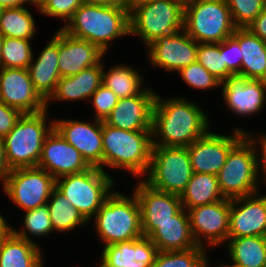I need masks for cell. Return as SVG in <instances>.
Returning a JSON list of instances; mask_svg holds the SVG:
<instances>
[{
  "label": "cell",
  "instance_id": "8fae6325",
  "mask_svg": "<svg viewBox=\"0 0 266 267\" xmlns=\"http://www.w3.org/2000/svg\"><path fill=\"white\" fill-rule=\"evenodd\" d=\"M56 188V179L44 169L27 167L12 169L2 188L24 212L47 204Z\"/></svg>",
  "mask_w": 266,
  "mask_h": 267
},
{
  "label": "cell",
  "instance_id": "d6986e66",
  "mask_svg": "<svg viewBox=\"0 0 266 267\" xmlns=\"http://www.w3.org/2000/svg\"><path fill=\"white\" fill-rule=\"evenodd\" d=\"M259 194L230 199L228 238L265 237L266 195Z\"/></svg>",
  "mask_w": 266,
  "mask_h": 267
},
{
  "label": "cell",
  "instance_id": "7a4b0ae2",
  "mask_svg": "<svg viewBox=\"0 0 266 267\" xmlns=\"http://www.w3.org/2000/svg\"><path fill=\"white\" fill-rule=\"evenodd\" d=\"M61 29L91 42L107 54L112 40L130 36L129 9L83 3Z\"/></svg>",
  "mask_w": 266,
  "mask_h": 267
},
{
  "label": "cell",
  "instance_id": "9a60e30c",
  "mask_svg": "<svg viewBox=\"0 0 266 267\" xmlns=\"http://www.w3.org/2000/svg\"><path fill=\"white\" fill-rule=\"evenodd\" d=\"M133 189L141 216V229L144 237H149L156 229L157 224L172 220L183 207L180 196L159 191L143 179L139 180Z\"/></svg>",
  "mask_w": 266,
  "mask_h": 267
},
{
  "label": "cell",
  "instance_id": "ab89813d",
  "mask_svg": "<svg viewBox=\"0 0 266 267\" xmlns=\"http://www.w3.org/2000/svg\"><path fill=\"white\" fill-rule=\"evenodd\" d=\"M221 55L227 69L235 76H241L242 51L239 47V28L234 34L221 42Z\"/></svg>",
  "mask_w": 266,
  "mask_h": 267
},
{
  "label": "cell",
  "instance_id": "2e32d148",
  "mask_svg": "<svg viewBox=\"0 0 266 267\" xmlns=\"http://www.w3.org/2000/svg\"><path fill=\"white\" fill-rule=\"evenodd\" d=\"M54 128L75 147L92 167L103 170V121L93 118V122L55 119Z\"/></svg>",
  "mask_w": 266,
  "mask_h": 267
},
{
  "label": "cell",
  "instance_id": "f546056e",
  "mask_svg": "<svg viewBox=\"0 0 266 267\" xmlns=\"http://www.w3.org/2000/svg\"><path fill=\"white\" fill-rule=\"evenodd\" d=\"M223 199L225 198L220 192L217 176L207 173H193L185 190L180 195L182 207L186 210Z\"/></svg>",
  "mask_w": 266,
  "mask_h": 267
},
{
  "label": "cell",
  "instance_id": "8d00e7d4",
  "mask_svg": "<svg viewBox=\"0 0 266 267\" xmlns=\"http://www.w3.org/2000/svg\"><path fill=\"white\" fill-rule=\"evenodd\" d=\"M197 62L221 83L234 76L224 63L221 55V43H198Z\"/></svg>",
  "mask_w": 266,
  "mask_h": 267
},
{
  "label": "cell",
  "instance_id": "d6a6232c",
  "mask_svg": "<svg viewBox=\"0 0 266 267\" xmlns=\"http://www.w3.org/2000/svg\"><path fill=\"white\" fill-rule=\"evenodd\" d=\"M35 20L26 7L3 8L0 14V33L4 37L33 40Z\"/></svg>",
  "mask_w": 266,
  "mask_h": 267
},
{
  "label": "cell",
  "instance_id": "83f0119b",
  "mask_svg": "<svg viewBox=\"0 0 266 267\" xmlns=\"http://www.w3.org/2000/svg\"><path fill=\"white\" fill-rule=\"evenodd\" d=\"M239 47L243 54L241 77L266 81V42L247 28H239Z\"/></svg>",
  "mask_w": 266,
  "mask_h": 267
},
{
  "label": "cell",
  "instance_id": "f1b7e54d",
  "mask_svg": "<svg viewBox=\"0 0 266 267\" xmlns=\"http://www.w3.org/2000/svg\"><path fill=\"white\" fill-rule=\"evenodd\" d=\"M226 243L232 261V265L225 264L227 267H266L265 237L228 238Z\"/></svg>",
  "mask_w": 266,
  "mask_h": 267
},
{
  "label": "cell",
  "instance_id": "52a82bcc",
  "mask_svg": "<svg viewBox=\"0 0 266 267\" xmlns=\"http://www.w3.org/2000/svg\"><path fill=\"white\" fill-rule=\"evenodd\" d=\"M183 29L198 43H221L237 27L226 0H187Z\"/></svg>",
  "mask_w": 266,
  "mask_h": 267
},
{
  "label": "cell",
  "instance_id": "ee69618b",
  "mask_svg": "<svg viewBox=\"0 0 266 267\" xmlns=\"http://www.w3.org/2000/svg\"><path fill=\"white\" fill-rule=\"evenodd\" d=\"M251 134H253V133L247 132L245 135L252 141L253 145L255 146V150H256V154H257V175H258V180L260 181V179L262 177V180L264 179L263 181H264V183H266V134H263V133L260 132V135L258 136V139H256L257 136L253 137ZM258 147H260V148L258 149ZM259 152H261V153H259ZM260 172H261V174H260ZM259 174H260V176H259Z\"/></svg>",
  "mask_w": 266,
  "mask_h": 267
},
{
  "label": "cell",
  "instance_id": "f35d334b",
  "mask_svg": "<svg viewBox=\"0 0 266 267\" xmlns=\"http://www.w3.org/2000/svg\"><path fill=\"white\" fill-rule=\"evenodd\" d=\"M178 73L186 84L195 89L209 90L221 87V82L197 61L182 68Z\"/></svg>",
  "mask_w": 266,
  "mask_h": 267
},
{
  "label": "cell",
  "instance_id": "5b68a950",
  "mask_svg": "<svg viewBox=\"0 0 266 267\" xmlns=\"http://www.w3.org/2000/svg\"><path fill=\"white\" fill-rule=\"evenodd\" d=\"M48 111L22 114L11 132L4 137L6 160L12 169L37 167L43 143L54 128ZM48 123V124H47Z\"/></svg>",
  "mask_w": 266,
  "mask_h": 267
},
{
  "label": "cell",
  "instance_id": "4316f807",
  "mask_svg": "<svg viewBox=\"0 0 266 267\" xmlns=\"http://www.w3.org/2000/svg\"><path fill=\"white\" fill-rule=\"evenodd\" d=\"M40 245L18 237L13 231L0 244V267H44Z\"/></svg>",
  "mask_w": 266,
  "mask_h": 267
},
{
  "label": "cell",
  "instance_id": "d4e9b609",
  "mask_svg": "<svg viewBox=\"0 0 266 267\" xmlns=\"http://www.w3.org/2000/svg\"><path fill=\"white\" fill-rule=\"evenodd\" d=\"M50 42L34 58L28 66L29 75L35 90L46 101L54 92L59 79V53H58V30L54 33ZM35 61V62H34Z\"/></svg>",
  "mask_w": 266,
  "mask_h": 267
},
{
  "label": "cell",
  "instance_id": "30bf717a",
  "mask_svg": "<svg viewBox=\"0 0 266 267\" xmlns=\"http://www.w3.org/2000/svg\"><path fill=\"white\" fill-rule=\"evenodd\" d=\"M193 173L187 147L153 146L150 167L143 180L159 191L180 196Z\"/></svg>",
  "mask_w": 266,
  "mask_h": 267
},
{
  "label": "cell",
  "instance_id": "bcb514c9",
  "mask_svg": "<svg viewBox=\"0 0 266 267\" xmlns=\"http://www.w3.org/2000/svg\"><path fill=\"white\" fill-rule=\"evenodd\" d=\"M10 173H11V168L7 163L5 155L4 137L0 136V181L2 182L3 187Z\"/></svg>",
  "mask_w": 266,
  "mask_h": 267
},
{
  "label": "cell",
  "instance_id": "4fadbf2b",
  "mask_svg": "<svg viewBox=\"0 0 266 267\" xmlns=\"http://www.w3.org/2000/svg\"><path fill=\"white\" fill-rule=\"evenodd\" d=\"M241 128L233 130V135L217 134L209 131L190 144L188 148L194 173L217 176L226 162L230 149L247 133Z\"/></svg>",
  "mask_w": 266,
  "mask_h": 267
},
{
  "label": "cell",
  "instance_id": "7dc6e473",
  "mask_svg": "<svg viewBox=\"0 0 266 267\" xmlns=\"http://www.w3.org/2000/svg\"><path fill=\"white\" fill-rule=\"evenodd\" d=\"M86 4L111 5L128 9V0H83Z\"/></svg>",
  "mask_w": 266,
  "mask_h": 267
},
{
  "label": "cell",
  "instance_id": "b9f144b4",
  "mask_svg": "<svg viewBox=\"0 0 266 267\" xmlns=\"http://www.w3.org/2000/svg\"><path fill=\"white\" fill-rule=\"evenodd\" d=\"M91 102L95 109L94 119L105 121L113 108L117 105L119 98L105 85H101L91 96Z\"/></svg>",
  "mask_w": 266,
  "mask_h": 267
},
{
  "label": "cell",
  "instance_id": "e575fe53",
  "mask_svg": "<svg viewBox=\"0 0 266 267\" xmlns=\"http://www.w3.org/2000/svg\"><path fill=\"white\" fill-rule=\"evenodd\" d=\"M30 42L31 40L4 37L1 68L28 69L34 55Z\"/></svg>",
  "mask_w": 266,
  "mask_h": 267
},
{
  "label": "cell",
  "instance_id": "d590c367",
  "mask_svg": "<svg viewBox=\"0 0 266 267\" xmlns=\"http://www.w3.org/2000/svg\"><path fill=\"white\" fill-rule=\"evenodd\" d=\"M23 222L21 230H15L13 228V232L18 237L30 242H33V239L30 238L28 235L29 233L34 237H44L54 232L47 204L39 206L33 210L26 211Z\"/></svg>",
  "mask_w": 266,
  "mask_h": 267
},
{
  "label": "cell",
  "instance_id": "6da1fadb",
  "mask_svg": "<svg viewBox=\"0 0 266 267\" xmlns=\"http://www.w3.org/2000/svg\"><path fill=\"white\" fill-rule=\"evenodd\" d=\"M163 99L156 94L152 111L153 146L188 147L210 131L208 115L197 103L179 96Z\"/></svg>",
  "mask_w": 266,
  "mask_h": 267
},
{
  "label": "cell",
  "instance_id": "8992f818",
  "mask_svg": "<svg viewBox=\"0 0 266 267\" xmlns=\"http://www.w3.org/2000/svg\"><path fill=\"white\" fill-rule=\"evenodd\" d=\"M183 0H154L129 11L130 36H138L144 46L184 27Z\"/></svg>",
  "mask_w": 266,
  "mask_h": 267
},
{
  "label": "cell",
  "instance_id": "7c38bea8",
  "mask_svg": "<svg viewBox=\"0 0 266 267\" xmlns=\"http://www.w3.org/2000/svg\"><path fill=\"white\" fill-rule=\"evenodd\" d=\"M187 213L190 229L198 246L204 248H207L208 245L216 247L222 242H227L230 221V199L225 198L212 204L196 206L188 209ZM202 241L207 243V245Z\"/></svg>",
  "mask_w": 266,
  "mask_h": 267
},
{
  "label": "cell",
  "instance_id": "ba28073f",
  "mask_svg": "<svg viewBox=\"0 0 266 267\" xmlns=\"http://www.w3.org/2000/svg\"><path fill=\"white\" fill-rule=\"evenodd\" d=\"M112 178L105 170L91 166L83 172L56 179V189L69 199L89 223L113 192L115 181Z\"/></svg>",
  "mask_w": 266,
  "mask_h": 267
},
{
  "label": "cell",
  "instance_id": "603a6c76",
  "mask_svg": "<svg viewBox=\"0 0 266 267\" xmlns=\"http://www.w3.org/2000/svg\"><path fill=\"white\" fill-rule=\"evenodd\" d=\"M101 252L102 267H151L158 253L148 237L105 246Z\"/></svg>",
  "mask_w": 266,
  "mask_h": 267
},
{
  "label": "cell",
  "instance_id": "7402d4cb",
  "mask_svg": "<svg viewBox=\"0 0 266 267\" xmlns=\"http://www.w3.org/2000/svg\"><path fill=\"white\" fill-rule=\"evenodd\" d=\"M59 72L61 77L76 75L97 65L105 53L91 42L75 38L58 29Z\"/></svg>",
  "mask_w": 266,
  "mask_h": 267
},
{
  "label": "cell",
  "instance_id": "c3c4849f",
  "mask_svg": "<svg viewBox=\"0 0 266 267\" xmlns=\"http://www.w3.org/2000/svg\"><path fill=\"white\" fill-rule=\"evenodd\" d=\"M34 5L33 0H0V8H16V7H23L25 4Z\"/></svg>",
  "mask_w": 266,
  "mask_h": 267
},
{
  "label": "cell",
  "instance_id": "60d3db41",
  "mask_svg": "<svg viewBox=\"0 0 266 267\" xmlns=\"http://www.w3.org/2000/svg\"><path fill=\"white\" fill-rule=\"evenodd\" d=\"M83 4V0H45L38 8L39 13L48 17H59L65 24L74 12ZM66 21V22H65Z\"/></svg>",
  "mask_w": 266,
  "mask_h": 267
},
{
  "label": "cell",
  "instance_id": "e0dca14e",
  "mask_svg": "<svg viewBox=\"0 0 266 267\" xmlns=\"http://www.w3.org/2000/svg\"><path fill=\"white\" fill-rule=\"evenodd\" d=\"M0 101L23 114L46 109V101L35 90L28 69L0 68Z\"/></svg>",
  "mask_w": 266,
  "mask_h": 267
},
{
  "label": "cell",
  "instance_id": "db71d44e",
  "mask_svg": "<svg viewBox=\"0 0 266 267\" xmlns=\"http://www.w3.org/2000/svg\"><path fill=\"white\" fill-rule=\"evenodd\" d=\"M209 263H210V262H207L206 265H205V267H210V266H209ZM216 267H227V266H226L225 264H223V262H222V264H220V265H218V266H216Z\"/></svg>",
  "mask_w": 266,
  "mask_h": 267
},
{
  "label": "cell",
  "instance_id": "ffe728a7",
  "mask_svg": "<svg viewBox=\"0 0 266 267\" xmlns=\"http://www.w3.org/2000/svg\"><path fill=\"white\" fill-rule=\"evenodd\" d=\"M157 92L145 89L136 96L119 99L105 123L128 131H151L152 111Z\"/></svg>",
  "mask_w": 266,
  "mask_h": 267
},
{
  "label": "cell",
  "instance_id": "cb8c5ba5",
  "mask_svg": "<svg viewBox=\"0 0 266 267\" xmlns=\"http://www.w3.org/2000/svg\"><path fill=\"white\" fill-rule=\"evenodd\" d=\"M103 82V59L95 66L68 77H61L54 92L46 100V109L52 101L89 100Z\"/></svg>",
  "mask_w": 266,
  "mask_h": 267
},
{
  "label": "cell",
  "instance_id": "816d5d0a",
  "mask_svg": "<svg viewBox=\"0 0 266 267\" xmlns=\"http://www.w3.org/2000/svg\"><path fill=\"white\" fill-rule=\"evenodd\" d=\"M3 40H4V36L0 33V68H1V55H2Z\"/></svg>",
  "mask_w": 266,
  "mask_h": 267
},
{
  "label": "cell",
  "instance_id": "7bdbcfd3",
  "mask_svg": "<svg viewBox=\"0 0 266 267\" xmlns=\"http://www.w3.org/2000/svg\"><path fill=\"white\" fill-rule=\"evenodd\" d=\"M19 110L12 108L0 101V136L8 135L18 119L22 116Z\"/></svg>",
  "mask_w": 266,
  "mask_h": 267
},
{
  "label": "cell",
  "instance_id": "4dcf8cb0",
  "mask_svg": "<svg viewBox=\"0 0 266 267\" xmlns=\"http://www.w3.org/2000/svg\"><path fill=\"white\" fill-rule=\"evenodd\" d=\"M103 64V82L119 99L136 96L145 88L142 75L130 65L117 64L107 72Z\"/></svg>",
  "mask_w": 266,
  "mask_h": 267
},
{
  "label": "cell",
  "instance_id": "277c9868",
  "mask_svg": "<svg viewBox=\"0 0 266 267\" xmlns=\"http://www.w3.org/2000/svg\"><path fill=\"white\" fill-rule=\"evenodd\" d=\"M92 220L104 246L143 237L140 206L133 192L128 197L113 190Z\"/></svg>",
  "mask_w": 266,
  "mask_h": 267
},
{
  "label": "cell",
  "instance_id": "484cf974",
  "mask_svg": "<svg viewBox=\"0 0 266 267\" xmlns=\"http://www.w3.org/2000/svg\"><path fill=\"white\" fill-rule=\"evenodd\" d=\"M158 251L190 250L198 247L191 229L187 210L182 208L172 220L157 224V229L148 237Z\"/></svg>",
  "mask_w": 266,
  "mask_h": 267
},
{
  "label": "cell",
  "instance_id": "44dd1931",
  "mask_svg": "<svg viewBox=\"0 0 266 267\" xmlns=\"http://www.w3.org/2000/svg\"><path fill=\"white\" fill-rule=\"evenodd\" d=\"M225 105L233 114L251 116L266 104V81L231 76L221 83Z\"/></svg>",
  "mask_w": 266,
  "mask_h": 267
},
{
  "label": "cell",
  "instance_id": "5bb4252c",
  "mask_svg": "<svg viewBox=\"0 0 266 267\" xmlns=\"http://www.w3.org/2000/svg\"><path fill=\"white\" fill-rule=\"evenodd\" d=\"M198 42L184 29L174 34L159 37L149 44L147 58L152 66L170 72H179L182 68L197 61Z\"/></svg>",
  "mask_w": 266,
  "mask_h": 267
},
{
  "label": "cell",
  "instance_id": "3957f363",
  "mask_svg": "<svg viewBox=\"0 0 266 267\" xmlns=\"http://www.w3.org/2000/svg\"><path fill=\"white\" fill-rule=\"evenodd\" d=\"M152 139V131L122 130L103 121V171L105 166L125 168L139 179H144L151 163Z\"/></svg>",
  "mask_w": 266,
  "mask_h": 267
},
{
  "label": "cell",
  "instance_id": "681fc988",
  "mask_svg": "<svg viewBox=\"0 0 266 267\" xmlns=\"http://www.w3.org/2000/svg\"><path fill=\"white\" fill-rule=\"evenodd\" d=\"M13 228L8 225L6 219L0 213V244L11 234Z\"/></svg>",
  "mask_w": 266,
  "mask_h": 267
},
{
  "label": "cell",
  "instance_id": "ac0fdd59",
  "mask_svg": "<svg viewBox=\"0 0 266 267\" xmlns=\"http://www.w3.org/2000/svg\"><path fill=\"white\" fill-rule=\"evenodd\" d=\"M37 167L58 179L65 175L83 172L91 166L81 153L53 128L43 143Z\"/></svg>",
  "mask_w": 266,
  "mask_h": 267
},
{
  "label": "cell",
  "instance_id": "1f68e13d",
  "mask_svg": "<svg viewBox=\"0 0 266 267\" xmlns=\"http://www.w3.org/2000/svg\"><path fill=\"white\" fill-rule=\"evenodd\" d=\"M47 205L54 232L66 233L77 227L88 224V221L82 216L78 209L73 207L69 199L56 188L49 197Z\"/></svg>",
  "mask_w": 266,
  "mask_h": 267
},
{
  "label": "cell",
  "instance_id": "f5cc1de1",
  "mask_svg": "<svg viewBox=\"0 0 266 267\" xmlns=\"http://www.w3.org/2000/svg\"><path fill=\"white\" fill-rule=\"evenodd\" d=\"M35 7L38 9L39 6L45 1V0H33Z\"/></svg>",
  "mask_w": 266,
  "mask_h": 267
},
{
  "label": "cell",
  "instance_id": "9c48e42d",
  "mask_svg": "<svg viewBox=\"0 0 266 267\" xmlns=\"http://www.w3.org/2000/svg\"><path fill=\"white\" fill-rule=\"evenodd\" d=\"M217 178L220 192L227 199L249 196L261 190L255 146L246 135L230 149Z\"/></svg>",
  "mask_w": 266,
  "mask_h": 267
},
{
  "label": "cell",
  "instance_id": "74e56055",
  "mask_svg": "<svg viewBox=\"0 0 266 267\" xmlns=\"http://www.w3.org/2000/svg\"><path fill=\"white\" fill-rule=\"evenodd\" d=\"M237 28H246L266 7V0H226Z\"/></svg>",
  "mask_w": 266,
  "mask_h": 267
},
{
  "label": "cell",
  "instance_id": "f907efd6",
  "mask_svg": "<svg viewBox=\"0 0 266 267\" xmlns=\"http://www.w3.org/2000/svg\"><path fill=\"white\" fill-rule=\"evenodd\" d=\"M154 0H128V9L129 11L137 5L145 4Z\"/></svg>",
  "mask_w": 266,
  "mask_h": 267
},
{
  "label": "cell",
  "instance_id": "836d02e7",
  "mask_svg": "<svg viewBox=\"0 0 266 267\" xmlns=\"http://www.w3.org/2000/svg\"><path fill=\"white\" fill-rule=\"evenodd\" d=\"M208 257L202 246L190 250L158 251L151 267H205Z\"/></svg>",
  "mask_w": 266,
  "mask_h": 267
},
{
  "label": "cell",
  "instance_id": "f6af8a7d",
  "mask_svg": "<svg viewBox=\"0 0 266 267\" xmlns=\"http://www.w3.org/2000/svg\"><path fill=\"white\" fill-rule=\"evenodd\" d=\"M252 34L258 36L261 40L266 42V7L255 18V20L246 27Z\"/></svg>",
  "mask_w": 266,
  "mask_h": 267
}]
</instances>
